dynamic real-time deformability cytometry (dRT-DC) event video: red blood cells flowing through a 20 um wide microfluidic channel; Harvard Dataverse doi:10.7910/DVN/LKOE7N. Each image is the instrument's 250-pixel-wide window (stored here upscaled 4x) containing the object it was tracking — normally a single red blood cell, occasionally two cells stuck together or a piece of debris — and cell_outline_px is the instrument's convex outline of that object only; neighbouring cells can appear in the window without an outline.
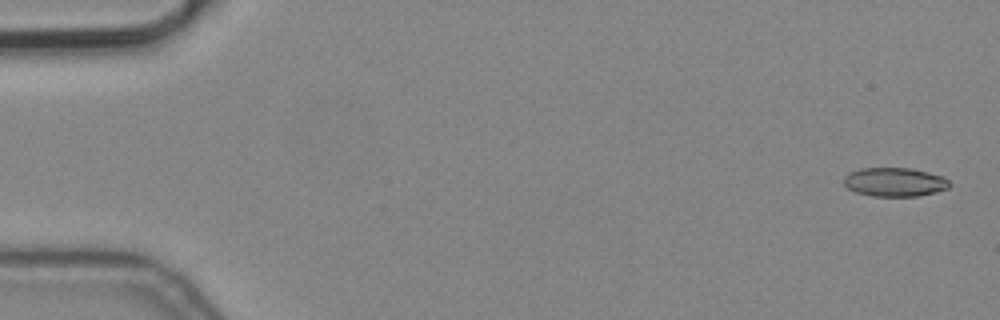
{"species": "common noctule bat (a hibernating species)", "species_latin": "Nyctalus noctula", "temperature_condition": "cold", "stored_images_in_passage": 4, "camera_frame_rate_fps": 3000, "um_per_image_px": 0.085, "animal": {"sex": "male", "body_mass_g": 19.2, "forearm_length_mm": 51.8}, "frame": {"image": 1, "passage_image": 1, "time_ms": 0.0, "image_size_px": [1000, 320], "cell_outline_px": [[952, 184], [948, 188], [936, 192], [916, 196], [872, 196], [856, 192], [848, 188], [844, 184], [844, 176], [848, 172], [860, 168], [912, 168], [944, 176]], "centroid_in_image_um": [76.05, 15.46], "position_along_channel_um": 8.9, "area_um2": 17.92}}